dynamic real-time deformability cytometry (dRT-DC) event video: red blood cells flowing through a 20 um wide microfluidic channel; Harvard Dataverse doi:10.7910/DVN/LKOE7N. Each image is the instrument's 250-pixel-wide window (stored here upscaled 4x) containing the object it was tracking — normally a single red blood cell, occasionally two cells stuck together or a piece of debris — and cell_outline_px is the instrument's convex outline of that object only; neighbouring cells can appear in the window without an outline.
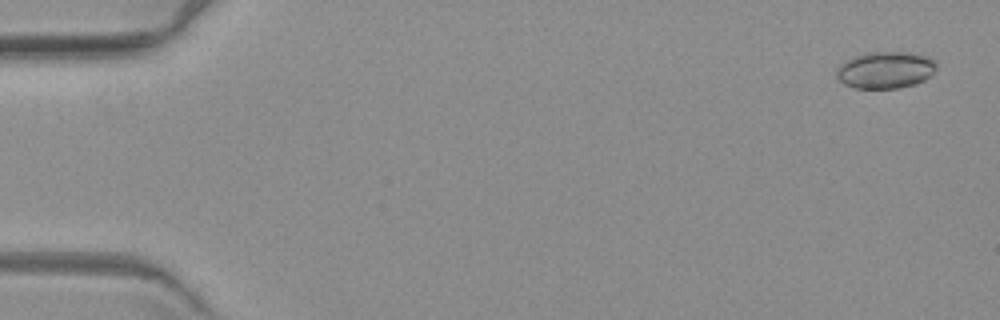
{"species": "common noctule bat (a hibernating species)", "species_latin": "Nyctalus noctula", "temperature_condition": "warm", "stored_images_in_passage": 6, "camera_frame_rate_fps": 3000, "um_per_image_px": 0.085, "animal": {"sex": "female", "body_mass_g": 19.3, "forearm_length_mm": 54.1}, "frame": {"image": 1, "passage_image": 1, "time_ms": 0.0, "image_size_px": [1000, 320], "cell_outline_px": [[936, 68], [932, 76], [916, 84], [900, 88], [856, 88], [844, 84], [836, 76], [836, 68], [840, 64], [856, 56], [868, 52], [912, 52], [936, 60]], "centroid_in_image_um": [75.29, 5.95], "position_along_channel_um": 9.7, "area_um2": 21.56}}
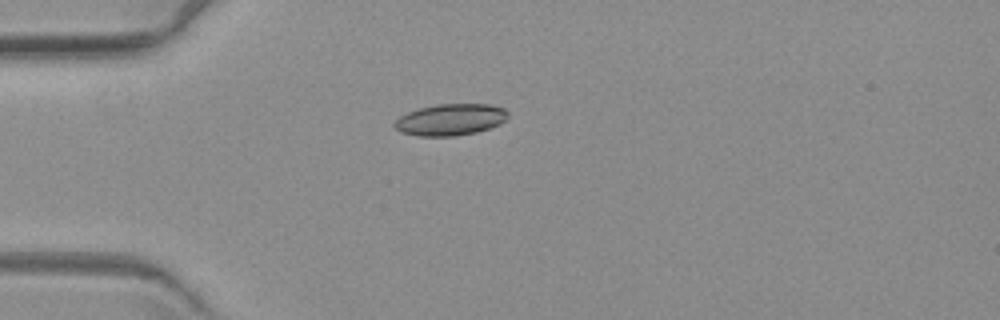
{"frame": {"image": 2, "passage_image": 5, "time_ms": 4.667, "image_size_px": [1000, 320], "cell_outline_px": [[508, 116], [500, 124], [476, 132], [452, 136], [416, 136], [400, 132], [392, 124], [400, 116], [408, 112], [420, 108], [436, 104], [492, 104], [504, 108], [508, 112]], "centroid_in_image_um": [38.28, 10.16], "position_along_channel_um": 46.7, "area_um2": 20.87}}